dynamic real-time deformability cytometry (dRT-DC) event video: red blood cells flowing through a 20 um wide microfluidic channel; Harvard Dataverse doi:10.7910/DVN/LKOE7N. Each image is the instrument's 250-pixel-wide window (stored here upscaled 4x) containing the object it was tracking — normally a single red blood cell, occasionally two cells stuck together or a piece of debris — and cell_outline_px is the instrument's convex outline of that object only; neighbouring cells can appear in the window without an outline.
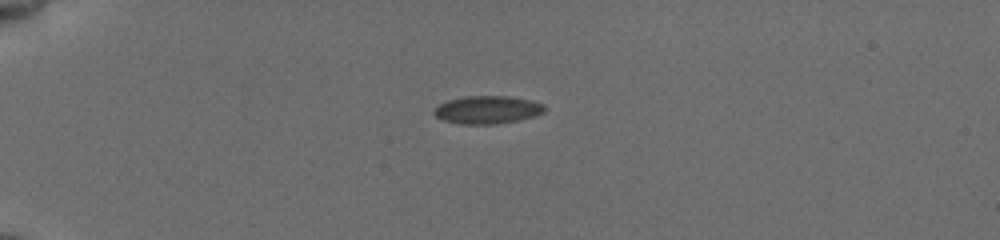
{"species": "common noctule bat (a hibernating species)", "species_latin": "Nyctalus noctula", "temperature_condition": "cold", "stored_images_in_passage": 21, "camera_frame_rate_fps": 3000, "um_per_image_px": 0.085, "animal": {"sex": "female", "body_mass_g": 19.5, "forearm_length_mm": 54.1}, "frame": {"image": 1, "passage_image": 1, "time_ms": 0.0, "image_size_px": [1000, 240], "cell_outline_px": [[544, 112], [532, 116], [516, 120], [496, 124], [460, 124], [444, 120], [436, 116], [432, 112], [440, 104], [448, 100], [464, 96], [508, 96], [532, 100], [544, 104]], "centroid_in_image_um": [41.42, 9.32], "position_along_channel_um": 43.6, "area_um2": 17.8}}
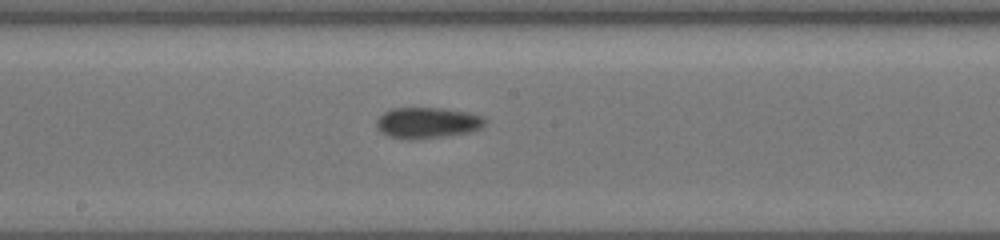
{"frame": {"image": 2, "passage_image": 10, "time_ms": 5.667, "image_size_px": [1000, 240], "cell_outline_px": [[484, 124], [480, 128], [468, 132], [444, 136], [412, 140], [408, 140], [388, 136], [376, 128], [376, 120], [384, 112], [392, 108], [444, 108], [468, 112], [484, 116]], "centroid_in_image_um": [36.29, 10.43], "position_along_channel_um": 211.9, "area_um2": 19.59}}
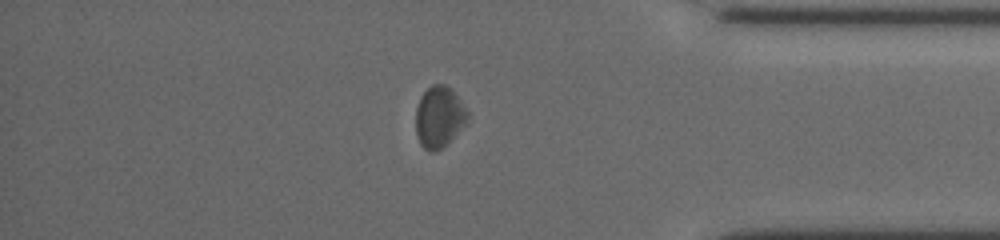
{"frame": {"image": 3, "passage_image": 18, "time_ms": 11.0, "image_size_px": [1000, 240], "cell_outline_px": [[468, 116], [444, 148], [432, 152], [424, 148], [420, 144], [416, 132], [416, 108], [420, 96], [432, 84], [444, 84], [452, 88], [468, 112]], "centroid_in_image_um": [37.29, 9.92], "position_along_channel_um": 397.9, "area_um2": 18.21}, "authors_computed_cell_mechanics": {"area_um2": 18.2648, "velocity_mm_per_s": 3.8007, "shape_relaxation_time_tau1_ms": 2.2572, "shape_relaxation_time_tau2_ms": 5.2405, "deformation_change_tau1": 0.0468, "deformation_change_tau2": 0.0869}}